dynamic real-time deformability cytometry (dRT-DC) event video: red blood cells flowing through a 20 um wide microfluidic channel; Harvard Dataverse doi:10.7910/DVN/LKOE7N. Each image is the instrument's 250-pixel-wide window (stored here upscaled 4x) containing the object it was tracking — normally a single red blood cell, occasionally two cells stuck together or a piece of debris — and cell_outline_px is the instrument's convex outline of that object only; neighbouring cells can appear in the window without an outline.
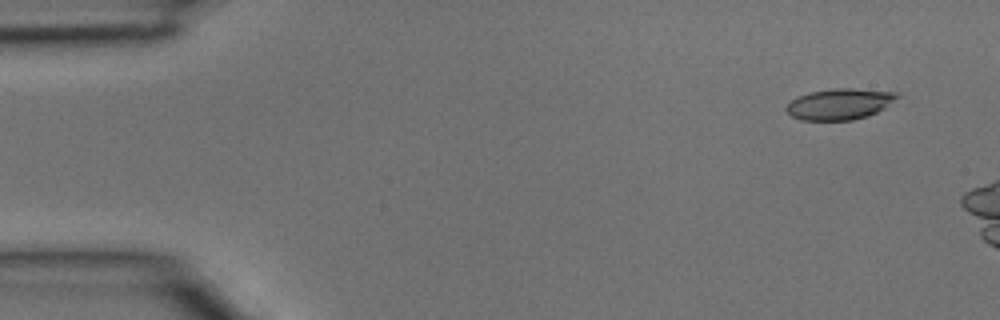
{"species": "common noctule bat (a hibernating species)", "species_latin": "Nyctalus noctula", "temperature_condition": "room temperature", "stored_images_in_passage": 3, "camera_frame_rate_fps": 3000, "um_per_image_px": 0.085, "animal": {"sex": "male", "body_mass_g": 15.6}, "frame": {"image": 1, "passage_image": 1, "time_ms": 0.0, "image_size_px": [1000, 320], "cell_outline_px": [[900, 96], [884, 108], [868, 116], [852, 120], [800, 120], [792, 116], [784, 108], [796, 96], [812, 92], [832, 88], [852, 88], [896, 92]], "centroid_in_image_um": [71.36, 8.84], "position_along_channel_um": 13.6, "area_um2": 20.0}}